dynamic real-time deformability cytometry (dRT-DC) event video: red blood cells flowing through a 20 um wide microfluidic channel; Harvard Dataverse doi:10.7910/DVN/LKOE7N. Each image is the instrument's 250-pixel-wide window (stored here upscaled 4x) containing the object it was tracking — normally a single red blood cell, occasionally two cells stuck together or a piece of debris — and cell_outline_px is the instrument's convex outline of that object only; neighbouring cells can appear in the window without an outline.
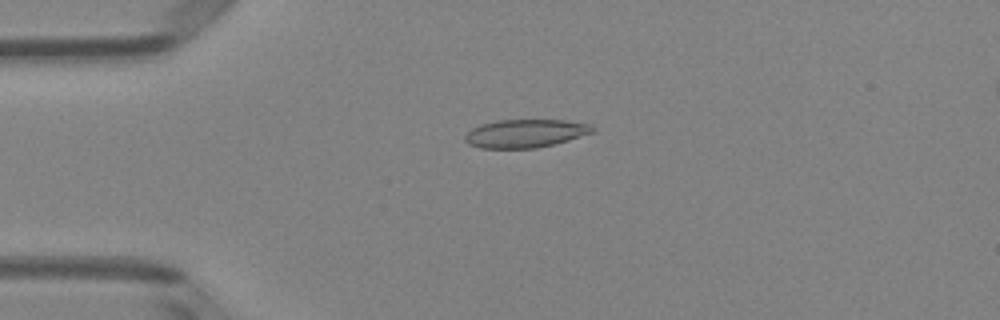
{"species": "Egyptian fruit bat (a non-hibernating species)", "species_latin": "Rousettus aegyptiacus", "temperature_condition": "room temperature", "stored_images_in_passage": 50, "camera_frame_rate_fps": 3000, "um_per_image_px": 0.085, "animal": {"sex": "female"}, "frame": {"image": 1, "passage_image": 12, "time_ms": 3.667, "image_size_px": [1000, 320], "cell_outline_px": [[596, 132], [568, 140], [536, 148], [480, 148], [468, 144], [464, 140], [464, 136], [472, 128], [480, 124], [496, 120], [564, 120], [588, 124], [596, 128]], "centroid_in_image_um": [44.64, 11.34], "position_along_channel_um": 40.4, "area_um2": 21.04}}
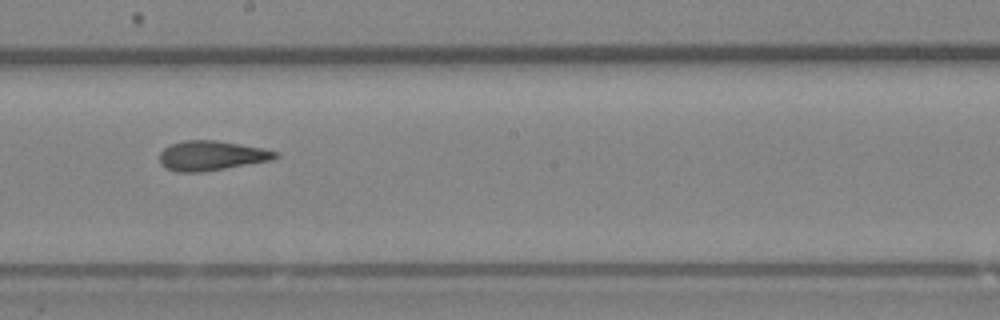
{"frame": {"image": 2, "passage_image": 28, "time_ms": 9.0, "image_size_px": [1000, 320], "cell_outline_px": [[280, 156], [272, 160], [204, 172], [176, 172], [164, 168], [160, 164], [160, 152], [164, 148], [172, 144], [184, 140], [216, 140], [264, 148], [280, 152]], "centroid_in_image_um": [17.99, 13.23], "position_along_channel_um": 230.2, "area_um2": 20.29}}
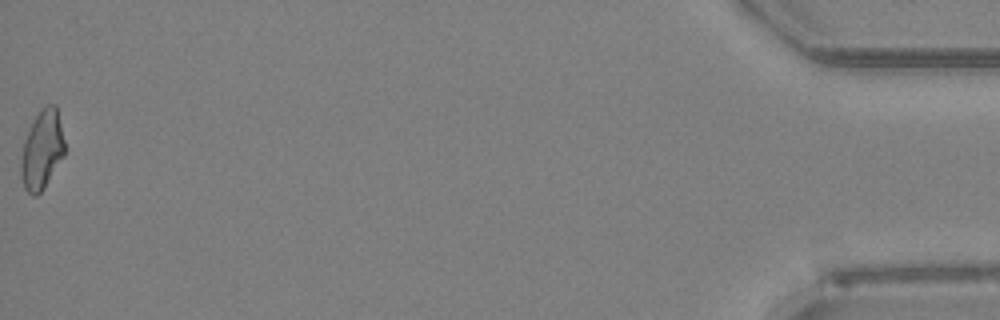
{"frame": {"image": 3, "passage_image": 50, "time_ms": 16.333, "image_size_px": [1000, 320], "cell_outline_px": [[64, 156], [44, 188], [36, 196], [32, 196], [24, 188], [20, 176], [20, 164], [24, 140], [36, 116], [48, 104], [56, 104], [64, 140]], "centroid_in_image_um": [3.56, 12.79], "position_along_channel_um": 431.6, "area_um2": 19.88}, "authors_computed_cell_mechanics": {"area_um2": 20.0277, "velocity_mm_per_s": 4.0825, "shape_relaxation_time_tau1_ms": null, "shape_relaxation_time_tau2_ms": 1.2637, "deformation_change_tau1": null, "deformation_change_tau2": 0.0915}}